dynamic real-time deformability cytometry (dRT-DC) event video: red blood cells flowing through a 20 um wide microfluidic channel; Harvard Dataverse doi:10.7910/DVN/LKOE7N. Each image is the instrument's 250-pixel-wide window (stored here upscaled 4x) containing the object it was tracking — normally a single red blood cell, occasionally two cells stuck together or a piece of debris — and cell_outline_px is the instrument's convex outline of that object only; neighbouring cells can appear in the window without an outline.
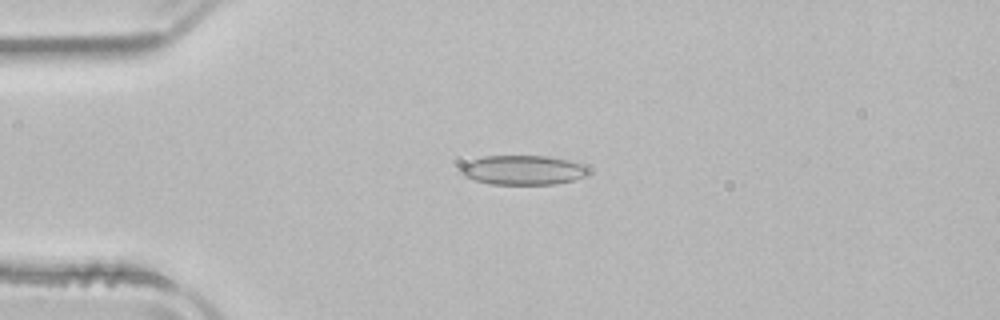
{"species": "common noctule bat (a hibernating species)", "species_latin": "Nyctalus noctula", "temperature_condition": "room temperature", "stored_images_in_passage": 44, "camera_frame_rate_fps": 3000, "um_per_image_px": 0.085, "animal": {"sex": "male", "body_mass_g": 21.5, "forearm_length_mm": 52.0}, "frame": {"image": 1, "passage_image": 5, "time_ms": 1.333, "image_size_px": [1000, 320], "cell_outline_px": [[592, 172], [584, 176], [572, 180], [556, 184], [492, 184], [476, 180], [464, 176], [456, 172], [464, 164], [472, 160], [484, 156], [548, 156], [588, 164]], "centroid_in_image_um": [44.51, 14.45], "position_along_channel_um": 40.5, "area_um2": 22.14}}
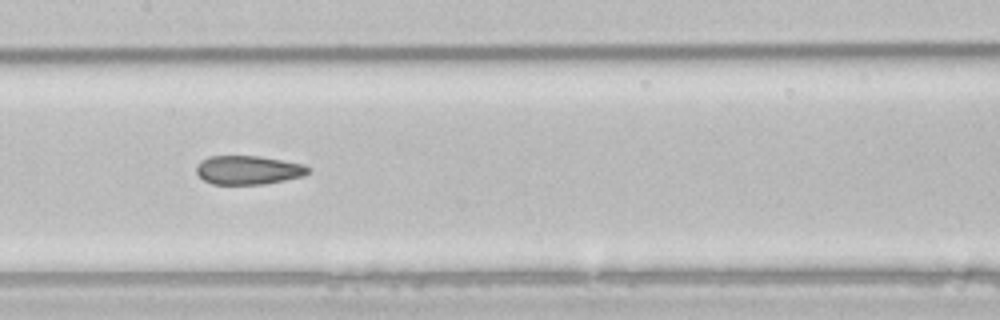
{"frame": {"image": 2, "passage_image": 18, "time_ms": 5.667, "image_size_px": [1000, 320], "cell_outline_px": [[308, 172], [304, 176], [264, 184], [212, 184], [204, 180], [196, 172], [196, 168], [200, 160], [208, 156], [260, 156], [304, 164], [308, 168]], "centroid_in_image_um": [21.08, 14.45], "position_along_channel_um": 186.3, "area_um2": 18.73}}
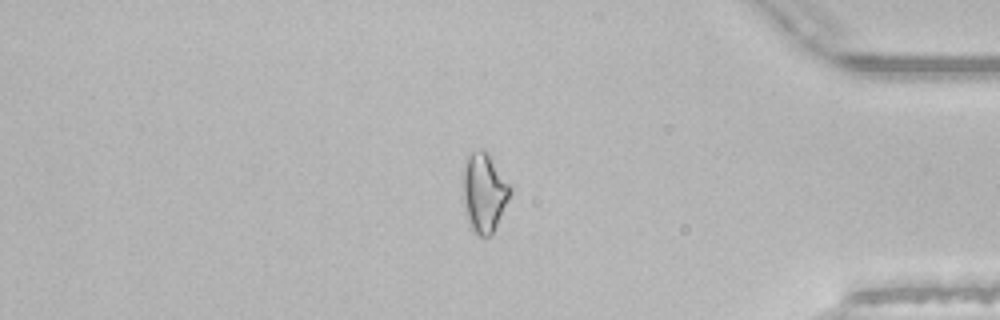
{"frame": {"image": 3, "passage_image": 36, "time_ms": 11.667, "image_size_px": [1000, 320], "cell_outline_px": [[512, 192], [492, 236], [476, 236], [472, 232], [468, 224], [464, 204], [464, 172], [468, 156], [472, 152], [480, 148], [488, 152], [512, 184]], "centroid_in_image_um": [41.2, 16.39], "position_along_channel_um": 394.0, "area_um2": 22.08}, "authors_computed_cell_mechanics": {"area_um2": 20.2589, "velocity_mm_per_s": 3.9506, "shape_relaxation_time_tau1_ms": null, "shape_relaxation_time_tau2_ms": 4.0895, "deformation_change_tau1": null, "deformation_change_tau2": 0.1043}}